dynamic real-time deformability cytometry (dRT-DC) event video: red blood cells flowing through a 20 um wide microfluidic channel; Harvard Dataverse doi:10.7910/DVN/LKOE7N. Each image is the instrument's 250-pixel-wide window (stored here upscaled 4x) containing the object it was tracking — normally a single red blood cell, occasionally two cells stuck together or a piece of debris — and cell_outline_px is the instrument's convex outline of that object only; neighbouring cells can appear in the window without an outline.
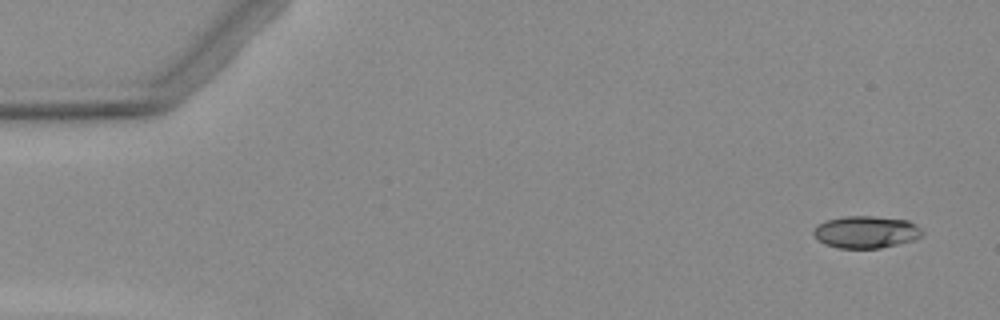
{"species": "Egyptian fruit bat (a non-hibernating species)", "species_latin": "Rousettus aegyptiacus", "temperature_condition": "warm", "stored_images_in_passage": 3, "camera_frame_rate_fps": 3000, "um_per_image_px": 0.085, "animal": {"sex": "female"}, "frame": {"image": 1, "passage_image": 1, "time_ms": 0.0, "image_size_px": [1000, 320], "cell_outline_px": [[924, 232], [920, 236], [912, 240], [880, 248], [840, 248], [824, 244], [812, 232], [816, 224], [824, 220], [848, 216], [872, 216], [908, 220], [916, 224]], "centroid_in_image_um": [73.59, 19.71], "position_along_channel_um": 11.4, "area_um2": 20.29}}